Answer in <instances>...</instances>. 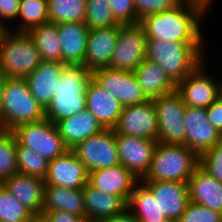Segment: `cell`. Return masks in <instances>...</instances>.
Segmentation results:
<instances>
[{"label":"cell","instance_id":"cell-1","mask_svg":"<svg viewBox=\"0 0 222 222\" xmlns=\"http://www.w3.org/2000/svg\"><path fill=\"white\" fill-rule=\"evenodd\" d=\"M210 8L204 0H183L174 9L148 15L139 23L143 26L147 39L206 42L202 26L209 19Z\"/></svg>","mask_w":222,"mask_h":222},{"label":"cell","instance_id":"cell-2","mask_svg":"<svg viewBox=\"0 0 222 222\" xmlns=\"http://www.w3.org/2000/svg\"><path fill=\"white\" fill-rule=\"evenodd\" d=\"M207 43L147 39L146 59L160 65L177 85L207 58Z\"/></svg>","mask_w":222,"mask_h":222},{"label":"cell","instance_id":"cell-3","mask_svg":"<svg viewBox=\"0 0 222 222\" xmlns=\"http://www.w3.org/2000/svg\"><path fill=\"white\" fill-rule=\"evenodd\" d=\"M91 78L82 64H63L55 95L45 108V118L56 124L87 108L85 88Z\"/></svg>","mask_w":222,"mask_h":222},{"label":"cell","instance_id":"cell-4","mask_svg":"<svg viewBox=\"0 0 222 222\" xmlns=\"http://www.w3.org/2000/svg\"><path fill=\"white\" fill-rule=\"evenodd\" d=\"M200 166V156L186 145L158 142L150 169L142 181H176L187 183Z\"/></svg>","mask_w":222,"mask_h":222},{"label":"cell","instance_id":"cell-5","mask_svg":"<svg viewBox=\"0 0 222 222\" xmlns=\"http://www.w3.org/2000/svg\"><path fill=\"white\" fill-rule=\"evenodd\" d=\"M45 118V109L31 94L25 78H9L3 90L0 129L12 131L17 126Z\"/></svg>","mask_w":222,"mask_h":222},{"label":"cell","instance_id":"cell-6","mask_svg":"<svg viewBox=\"0 0 222 222\" xmlns=\"http://www.w3.org/2000/svg\"><path fill=\"white\" fill-rule=\"evenodd\" d=\"M42 60L27 32L9 30L0 45V69L9 78H26Z\"/></svg>","mask_w":222,"mask_h":222},{"label":"cell","instance_id":"cell-7","mask_svg":"<svg viewBox=\"0 0 222 222\" xmlns=\"http://www.w3.org/2000/svg\"><path fill=\"white\" fill-rule=\"evenodd\" d=\"M12 131L21 145L31 148L48 161L62 156L69 150L57 125L47 118L19 125Z\"/></svg>","mask_w":222,"mask_h":222},{"label":"cell","instance_id":"cell-8","mask_svg":"<svg viewBox=\"0 0 222 222\" xmlns=\"http://www.w3.org/2000/svg\"><path fill=\"white\" fill-rule=\"evenodd\" d=\"M207 58L176 85V92L189 107L208 108L222 95V79L208 70ZM218 79V80H217Z\"/></svg>","mask_w":222,"mask_h":222},{"label":"cell","instance_id":"cell-9","mask_svg":"<svg viewBox=\"0 0 222 222\" xmlns=\"http://www.w3.org/2000/svg\"><path fill=\"white\" fill-rule=\"evenodd\" d=\"M153 104L158 123V142L185 145L184 113L186 105L181 96L175 91L153 99Z\"/></svg>","mask_w":222,"mask_h":222},{"label":"cell","instance_id":"cell-10","mask_svg":"<svg viewBox=\"0 0 222 222\" xmlns=\"http://www.w3.org/2000/svg\"><path fill=\"white\" fill-rule=\"evenodd\" d=\"M147 37L140 23L120 25L110 68L133 72L146 59Z\"/></svg>","mask_w":222,"mask_h":222},{"label":"cell","instance_id":"cell-11","mask_svg":"<svg viewBox=\"0 0 222 222\" xmlns=\"http://www.w3.org/2000/svg\"><path fill=\"white\" fill-rule=\"evenodd\" d=\"M72 151L88 173L120 164L113 129L104 128L79 143Z\"/></svg>","mask_w":222,"mask_h":222},{"label":"cell","instance_id":"cell-12","mask_svg":"<svg viewBox=\"0 0 222 222\" xmlns=\"http://www.w3.org/2000/svg\"><path fill=\"white\" fill-rule=\"evenodd\" d=\"M91 78L123 107L150 100L131 71L115 70L110 67L100 68L91 72Z\"/></svg>","mask_w":222,"mask_h":222},{"label":"cell","instance_id":"cell-13","mask_svg":"<svg viewBox=\"0 0 222 222\" xmlns=\"http://www.w3.org/2000/svg\"><path fill=\"white\" fill-rule=\"evenodd\" d=\"M119 162L138 180L148 173L158 140L115 133Z\"/></svg>","mask_w":222,"mask_h":222},{"label":"cell","instance_id":"cell-14","mask_svg":"<svg viewBox=\"0 0 222 222\" xmlns=\"http://www.w3.org/2000/svg\"><path fill=\"white\" fill-rule=\"evenodd\" d=\"M113 130L127 136L158 140V123L153 100L124 106Z\"/></svg>","mask_w":222,"mask_h":222},{"label":"cell","instance_id":"cell-15","mask_svg":"<svg viewBox=\"0 0 222 222\" xmlns=\"http://www.w3.org/2000/svg\"><path fill=\"white\" fill-rule=\"evenodd\" d=\"M184 126L185 145L199 156L222 140V134L210 123L206 108L186 106Z\"/></svg>","mask_w":222,"mask_h":222},{"label":"cell","instance_id":"cell-16","mask_svg":"<svg viewBox=\"0 0 222 222\" xmlns=\"http://www.w3.org/2000/svg\"><path fill=\"white\" fill-rule=\"evenodd\" d=\"M89 173L72 150L49 161L45 186L56 185L70 189H83Z\"/></svg>","mask_w":222,"mask_h":222},{"label":"cell","instance_id":"cell-17","mask_svg":"<svg viewBox=\"0 0 222 222\" xmlns=\"http://www.w3.org/2000/svg\"><path fill=\"white\" fill-rule=\"evenodd\" d=\"M157 198L160 212L168 220L178 221L190 202L188 183L176 181H143Z\"/></svg>","mask_w":222,"mask_h":222},{"label":"cell","instance_id":"cell-18","mask_svg":"<svg viewBox=\"0 0 222 222\" xmlns=\"http://www.w3.org/2000/svg\"><path fill=\"white\" fill-rule=\"evenodd\" d=\"M118 31L119 27L89 30L84 59V66L89 72L110 66L118 39Z\"/></svg>","mask_w":222,"mask_h":222},{"label":"cell","instance_id":"cell-19","mask_svg":"<svg viewBox=\"0 0 222 222\" xmlns=\"http://www.w3.org/2000/svg\"><path fill=\"white\" fill-rule=\"evenodd\" d=\"M139 180L123 165L118 164L106 169L89 173L88 183L95 189L112 195L121 196L128 202L135 184Z\"/></svg>","mask_w":222,"mask_h":222},{"label":"cell","instance_id":"cell-20","mask_svg":"<svg viewBox=\"0 0 222 222\" xmlns=\"http://www.w3.org/2000/svg\"><path fill=\"white\" fill-rule=\"evenodd\" d=\"M87 109L103 128L114 129L122 112V104L102 89L92 78L85 88Z\"/></svg>","mask_w":222,"mask_h":222},{"label":"cell","instance_id":"cell-21","mask_svg":"<svg viewBox=\"0 0 222 222\" xmlns=\"http://www.w3.org/2000/svg\"><path fill=\"white\" fill-rule=\"evenodd\" d=\"M85 220L88 222H104L127 208V202L117 195L103 193L89 183L82 189Z\"/></svg>","mask_w":222,"mask_h":222},{"label":"cell","instance_id":"cell-22","mask_svg":"<svg viewBox=\"0 0 222 222\" xmlns=\"http://www.w3.org/2000/svg\"><path fill=\"white\" fill-rule=\"evenodd\" d=\"M57 29L61 46V63L84 65L90 29L85 23L80 22L59 23Z\"/></svg>","mask_w":222,"mask_h":222},{"label":"cell","instance_id":"cell-23","mask_svg":"<svg viewBox=\"0 0 222 222\" xmlns=\"http://www.w3.org/2000/svg\"><path fill=\"white\" fill-rule=\"evenodd\" d=\"M190 202L222 214V183L199 166L188 180Z\"/></svg>","mask_w":222,"mask_h":222},{"label":"cell","instance_id":"cell-24","mask_svg":"<svg viewBox=\"0 0 222 222\" xmlns=\"http://www.w3.org/2000/svg\"><path fill=\"white\" fill-rule=\"evenodd\" d=\"M2 185L34 215L42 214L44 179L16 173Z\"/></svg>","mask_w":222,"mask_h":222},{"label":"cell","instance_id":"cell-25","mask_svg":"<svg viewBox=\"0 0 222 222\" xmlns=\"http://www.w3.org/2000/svg\"><path fill=\"white\" fill-rule=\"evenodd\" d=\"M64 63L45 62L41 64L25 79L28 83L31 94L45 109L53 99Z\"/></svg>","mask_w":222,"mask_h":222},{"label":"cell","instance_id":"cell-26","mask_svg":"<svg viewBox=\"0 0 222 222\" xmlns=\"http://www.w3.org/2000/svg\"><path fill=\"white\" fill-rule=\"evenodd\" d=\"M56 125L69 150L104 129L87 108L69 118L58 121Z\"/></svg>","mask_w":222,"mask_h":222},{"label":"cell","instance_id":"cell-27","mask_svg":"<svg viewBox=\"0 0 222 222\" xmlns=\"http://www.w3.org/2000/svg\"><path fill=\"white\" fill-rule=\"evenodd\" d=\"M133 73L150 100L176 91V84L169 78L165 70L153 61L145 59Z\"/></svg>","mask_w":222,"mask_h":222},{"label":"cell","instance_id":"cell-28","mask_svg":"<svg viewBox=\"0 0 222 222\" xmlns=\"http://www.w3.org/2000/svg\"><path fill=\"white\" fill-rule=\"evenodd\" d=\"M42 211H65L85 219L82 189L45 186Z\"/></svg>","mask_w":222,"mask_h":222},{"label":"cell","instance_id":"cell-29","mask_svg":"<svg viewBox=\"0 0 222 222\" xmlns=\"http://www.w3.org/2000/svg\"><path fill=\"white\" fill-rule=\"evenodd\" d=\"M127 209L140 222H166L168 219L160 212L157 198H154L151 189L139 180L131 192Z\"/></svg>","mask_w":222,"mask_h":222},{"label":"cell","instance_id":"cell-30","mask_svg":"<svg viewBox=\"0 0 222 222\" xmlns=\"http://www.w3.org/2000/svg\"><path fill=\"white\" fill-rule=\"evenodd\" d=\"M27 33L34 40L42 61L61 63V46L57 24L46 22L33 27Z\"/></svg>","mask_w":222,"mask_h":222},{"label":"cell","instance_id":"cell-31","mask_svg":"<svg viewBox=\"0 0 222 222\" xmlns=\"http://www.w3.org/2000/svg\"><path fill=\"white\" fill-rule=\"evenodd\" d=\"M17 20L16 26L12 25L9 30L28 32L35 26L49 22L47 0H20Z\"/></svg>","mask_w":222,"mask_h":222},{"label":"cell","instance_id":"cell-32","mask_svg":"<svg viewBox=\"0 0 222 222\" xmlns=\"http://www.w3.org/2000/svg\"><path fill=\"white\" fill-rule=\"evenodd\" d=\"M87 0H47L49 22L84 23Z\"/></svg>","mask_w":222,"mask_h":222},{"label":"cell","instance_id":"cell-33","mask_svg":"<svg viewBox=\"0 0 222 222\" xmlns=\"http://www.w3.org/2000/svg\"><path fill=\"white\" fill-rule=\"evenodd\" d=\"M18 173L45 179L48 173L49 161L17 141L16 146Z\"/></svg>","mask_w":222,"mask_h":222},{"label":"cell","instance_id":"cell-34","mask_svg":"<svg viewBox=\"0 0 222 222\" xmlns=\"http://www.w3.org/2000/svg\"><path fill=\"white\" fill-rule=\"evenodd\" d=\"M16 146L13 131L0 129V184L18 173Z\"/></svg>","mask_w":222,"mask_h":222},{"label":"cell","instance_id":"cell-35","mask_svg":"<svg viewBox=\"0 0 222 222\" xmlns=\"http://www.w3.org/2000/svg\"><path fill=\"white\" fill-rule=\"evenodd\" d=\"M34 214L0 184V221L31 222Z\"/></svg>","mask_w":222,"mask_h":222},{"label":"cell","instance_id":"cell-36","mask_svg":"<svg viewBox=\"0 0 222 222\" xmlns=\"http://www.w3.org/2000/svg\"><path fill=\"white\" fill-rule=\"evenodd\" d=\"M84 23L89 29L120 26L113 16L108 0H87Z\"/></svg>","mask_w":222,"mask_h":222},{"label":"cell","instance_id":"cell-37","mask_svg":"<svg viewBox=\"0 0 222 222\" xmlns=\"http://www.w3.org/2000/svg\"><path fill=\"white\" fill-rule=\"evenodd\" d=\"M178 222H222V214L201 204L189 202Z\"/></svg>","mask_w":222,"mask_h":222},{"label":"cell","instance_id":"cell-38","mask_svg":"<svg viewBox=\"0 0 222 222\" xmlns=\"http://www.w3.org/2000/svg\"><path fill=\"white\" fill-rule=\"evenodd\" d=\"M182 1L183 0H133V4L137 18L140 21L148 15L172 10Z\"/></svg>","mask_w":222,"mask_h":222},{"label":"cell","instance_id":"cell-39","mask_svg":"<svg viewBox=\"0 0 222 222\" xmlns=\"http://www.w3.org/2000/svg\"><path fill=\"white\" fill-rule=\"evenodd\" d=\"M200 166L222 183V140L200 156Z\"/></svg>","mask_w":222,"mask_h":222},{"label":"cell","instance_id":"cell-40","mask_svg":"<svg viewBox=\"0 0 222 222\" xmlns=\"http://www.w3.org/2000/svg\"><path fill=\"white\" fill-rule=\"evenodd\" d=\"M114 18L120 25L136 24L137 18L133 0H108Z\"/></svg>","mask_w":222,"mask_h":222},{"label":"cell","instance_id":"cell-41","mask_svg":"<svg viewBox=\"0 0 222 222\" xmlns=\"http://www.w3.org/2000/svg\"><path fill=\"white\" fill-rule=\"evenodd\" d=\"M19 7L20 0H0V22L9 28L10 22L17 21Z\"/></svg>","mask_w":222,"mask_h":222},{"label":"cell","instance_id":"cell-42","mask_svg":"<svg viewBox=\"0 0 222 222\" xmlns=\"http://www.w3.org/2000/svg\"><path fill=\"white\" fill-rule=\"evenodd\" d=\"M206 113L210 123L222 134V95L206 108Z\"/></svg>","mask_w":222,"mask_h":222},{"label":"cell","instance_id":"cell-43","mask_svg":"<svg viewBox=\"0 0 222 222\" xmlns=\"http://www.w3.org/2000/svg\"><path fill=\"white\" fill-rule=\"evenodd\" d=\"M42 214L49 222H87L80 216H76L65 211H42Z\"/></svg>","mask_w":222,"mask_h":222},{"label":"cell","instance_id":"cell-44","mask_svg":"<svg viewBox=\"0 0 222 222\" xmlns=\"http://www.w3.org/2000/svg\"><path fill=\"white\" fill-rule=\"evenodd\" d=\"M104 222H140L127 208L120 214L106 219Z\"/></svg>","mask_w":222,"mask_h":222},{"label":"cell","instance_id":"cell-45","mask_svg":"<svg viewBox=\"0 0 222 222\" xmlns=\"http://www.w3.org/2000/svg\"><path fill=\"white\" fill-rule=\"evenodd\" d=\"M6 81H7V76L0 69V117H1V109H2L3 90H4Z\"/></svg>","mask_w":222,"mask_h":222},{"label":"cell","instance_id":"cell-46","mask_svg":"<svg viewBox=\"0 0 222 222\" xmlns=\"http://www.w3.org/2000/svg\"><path fill=\"white\" fill-rule=\"evenodd\" d=\"M9 31V28H7L4 24L0 22V45L2 43L3 37L5 34Z\"/></svg>","mask_w":222,"mask_h":222},{"label":"cell","instance_id":"cell-47","mask_svg":"<svg viewBox=\"0 0 222 222\" xmlns=\"http://www.w3.org/2000/svg\"><path fill=\"white\" fill-rule=\"evenodd\" d=\"M31 222H49L48 219L43 215H34Z\"/></svg>","mask_w":222,"mask_h":222},{"label":"cell","instance_id":"cell-48","mask_svg":"<svg viewBox=\"0 0 222 222\" xmlns=\"http://www.w3.org/2000/svg\"><path fill=\"white\" fill-rule=\"evenodd\" d=\"M166 222H178V221H171V220H167Z\"/></svg>","mask_w":222,"mask_h":222}]
</instances>
